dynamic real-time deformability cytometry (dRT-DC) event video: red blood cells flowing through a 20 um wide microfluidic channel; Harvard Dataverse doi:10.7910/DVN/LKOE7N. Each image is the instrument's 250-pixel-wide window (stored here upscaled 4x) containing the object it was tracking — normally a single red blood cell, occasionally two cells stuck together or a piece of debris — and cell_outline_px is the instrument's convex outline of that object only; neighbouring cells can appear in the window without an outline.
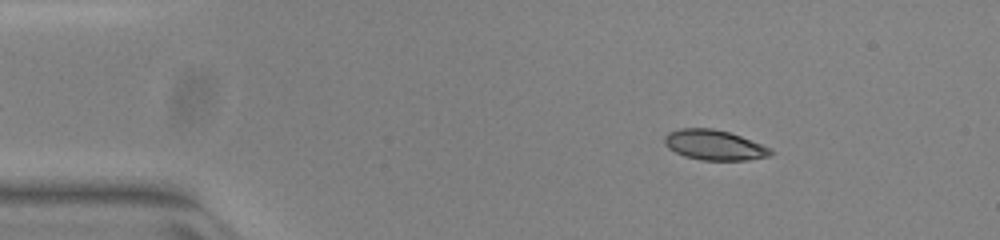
{"species": "common noctule bat (a hibernating species)", "species_latin": "Nyctalus noctula", "temperature_condition": "warm", "stored_images_in_passage": 51, "camera_frame_rate_fps": 3000, "um_per_image_px": 0.085, "animal": {"sex": "female", "body_mass_g": 23.0, "forearm_length_mm": 53.4}, "frame": {"image": 1, "passage_image": 7, "time_ms": 2.0, "image_size_px": [1000, 240], "cell_outline_px": [[772, 152], [768, 156], [748, 160], [700, 160], [684, 156], [668, 148], [664, 144], [664, 136], [668, 132], [680, 128], [712, 128], [728, 132], [740, 136], [760, 144], [768, 148]], "centroid_in_image_um": [60.64, 12.32], "position_along_channel_um": 24.4, "area_um2": 18.44}}
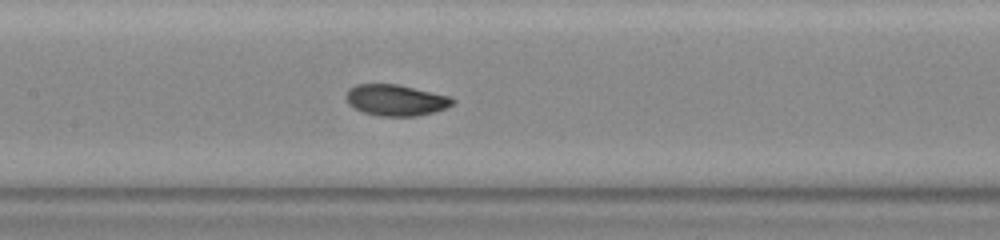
{"frame": {"image": 2, "passage_image": 24, "time_ms": 7.667, "image_size_px": [1000, 240], "cell_outline_px": [[456, 100], [452, 104], [444, 108], [432, 112], [416, 116], [380, 116], [364, 112], [348, 104], [344, 96], [348, 88], [356, 84], [396, 84], [448, 96]], "centroid_in_image_um": [33.58, 8.5], "position_along_channel_um": 173.8, "area_um2": 19.13}}
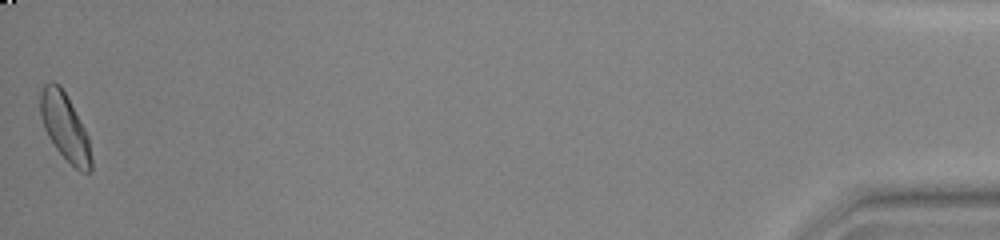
{"frame": {"image": 3, "passage_image": 51, "time_ms": 16.667, "image_size_px": [1000, 240], "cell_outline_px": [[92, 172], [80, 172], [56, 148], [48, 136], [44, 128], [40, 116], [40, 92], [44, 84], [52, 80], [60, 84], [84, 128], [88, 136], [92, 160]], "centroid_in_image_um": [5.51, 10.77], "position_along_channel_um": 429.7, "area_um2": 19.71}, "authors_computed_cell_mechanics": {"area_um2": 19.1896, "velocity_mm_per_s": 3.9466, "shape_relaxation_time_tau1_ms": 2.9578, "shape_relaxation_time_tau2_ms": 1.8674, "deformation_change_tau1": 0.1226, "deformation_change_tau2": 0.0471}}